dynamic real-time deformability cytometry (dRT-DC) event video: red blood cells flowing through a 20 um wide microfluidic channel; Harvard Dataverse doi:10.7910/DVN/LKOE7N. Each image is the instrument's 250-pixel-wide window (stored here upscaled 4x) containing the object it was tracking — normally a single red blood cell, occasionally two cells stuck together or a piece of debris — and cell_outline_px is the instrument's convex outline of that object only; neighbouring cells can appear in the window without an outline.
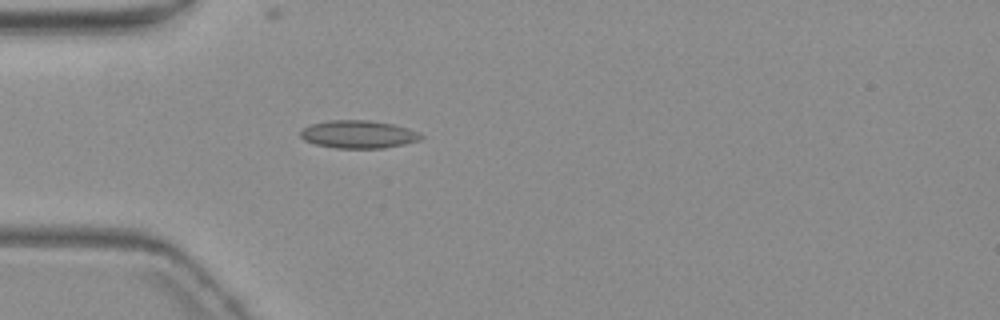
{"species": "common noctule bat (a hibernating species)", "species_latin": "Nyctalus noctula", "temperature_condition": "warm", "stored_images_in_passage": 1, "camera_frame_rate_fps": 3000, "um_per_image_px": 0.085, "animal": {"sex": "female", "body_mass_g": 19.3, "forearm_length_mm": 54.1}, "frame": {"image": 1, "passage_image": 1, "time_ms": 0.0, "image_size_px": [1000, 320], "cell_outline_px": [[424, 136], [420, 140], [404, 144], [384, 148], [336, 148], [316, 144], [304, 140], [300, 136], [300, 132], [304, 128], [312, 124], [328, 120], [368, 120], [392, 124], [408, 128], [420, 132]], "centroid_in_image_um": [30.49, 11.42], "position_along_channel_um": 54.5, "area_um2": 19.54}}